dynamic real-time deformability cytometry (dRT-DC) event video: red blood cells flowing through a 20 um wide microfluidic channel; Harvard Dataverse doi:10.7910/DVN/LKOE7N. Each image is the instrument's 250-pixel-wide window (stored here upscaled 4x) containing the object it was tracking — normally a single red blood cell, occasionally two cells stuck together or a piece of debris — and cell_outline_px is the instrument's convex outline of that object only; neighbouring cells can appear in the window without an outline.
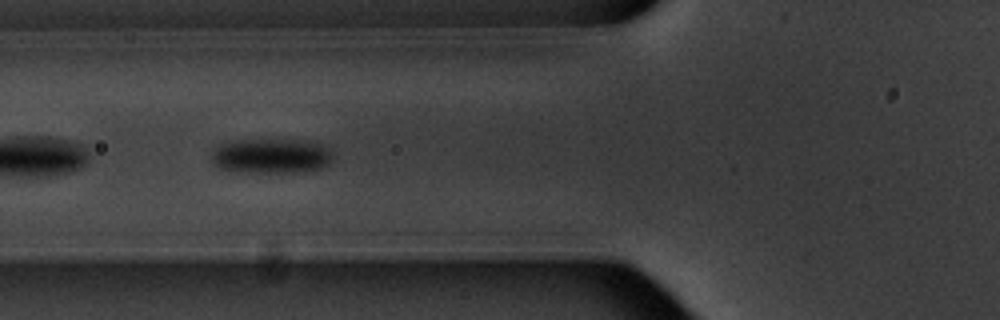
{"species": "common noctule bat (a hibernating species)", "species_latin": "Nyctalus noctula", "temperature_condition": "warm", "stored_images_in_passage": 8, "camera_frame_rate_fps": 3000, "um_per_image_px": 0.085, "animal": {"sex": "male", "body_mass_g": 20.1, "forearm_length_mm": 53.5}, "frame": {"image": 1, "passage_image": 7, "time_ms": 7.333, "image_size_px": [1000, 320], "cell_outline_px": [[332, 160], [324, 168], [296, 172], [240, 172], [220, 168], [212, 160], [212, 152], [220, 144], [244, 140], [312, 140], [328, 148], [332, 152]], "centroid_in_image_um": [23.11, 13.26], "position_along_channel_um": 102.7, "area_um2": 24.57}}